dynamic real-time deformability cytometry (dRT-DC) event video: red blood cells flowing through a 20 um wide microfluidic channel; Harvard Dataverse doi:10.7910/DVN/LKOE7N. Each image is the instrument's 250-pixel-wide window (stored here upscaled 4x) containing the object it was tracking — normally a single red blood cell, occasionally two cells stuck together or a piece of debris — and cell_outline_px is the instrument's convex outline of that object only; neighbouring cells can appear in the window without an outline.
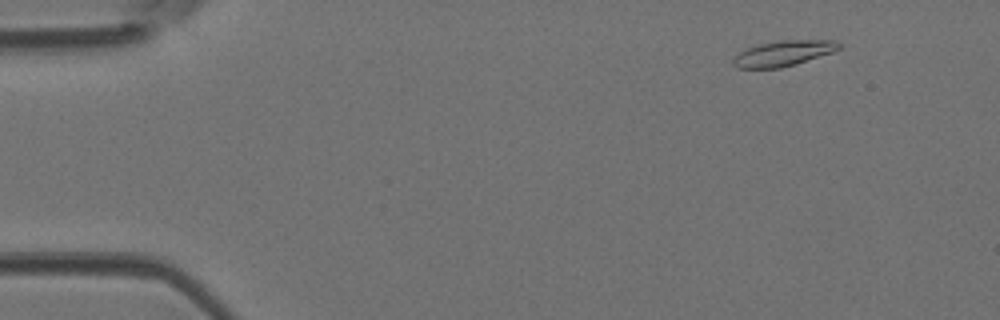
{"species": "Egyptian fruit bat (a non-hibernating species)", "species_latin": "Rousettus aegyptiacus", "temperature_condition": "room temperature", "stored_images_in_passage": 18, "camera_frame_rate_fps": 3000, "um_per_image_px": 0.085, "animal": {"sex": "female"}, "frame": {"image": 1, "passage_image": 5, "time_ms": 1.333, "image_size_px": [1000, 320], "cell_outline_px": [[840, 48], [832, 52], [796, 64], [780, 68], [736, 68], [732, 64], [732, 60], [740, 52], [748, 48], [760, 44], [780, 40], [836, 40], [840, 44]], "centroid_in_image_um": [66.58, 4.54], "position_along_channel_um": 18.4, "area_um2": 15.55}}
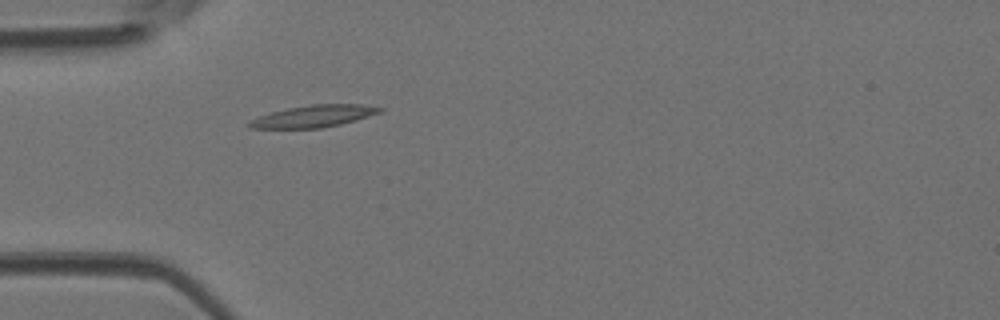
{"frame": {"image": 2, "passage_image": 14, "time_ms": 4.333, "image_size_px": [1000, 320], "cell_outline_px": [[384, 112], [356, 120], [340, 124], [320, 128], [252, 128], [248, 124], [252, 120], [260, 116], [272, 112], [288, 108], [308, 104], [360, 104], [384, 108]], "centroid_in_image_um": [26.75, 9.86], "position_along_channel_um": 58.2, "area_um2": 16.59}}
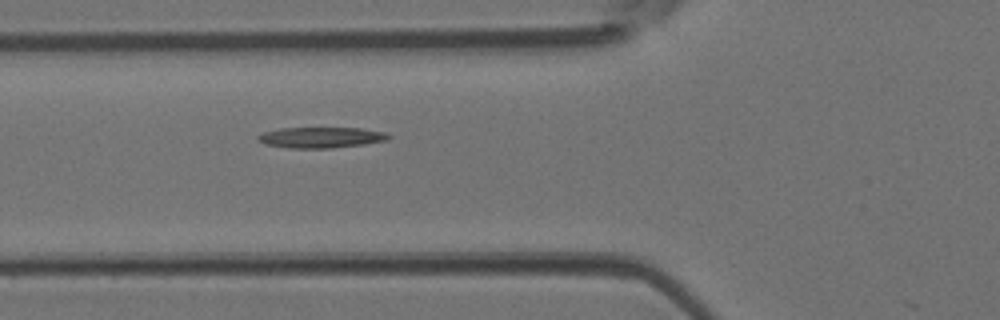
{"frame": {"image": 3, "passage_image": 17, "time_ms": 5.333, "image_size_px": [1000, 320], "cell_outline_px": [[392, 136], [388, 140], [364, 144], [332, 148], [288, 148], [264, 144], [256, 140], [256, 136], [264, 132], [280, 128], [360, 128], [384, 132]], "centroid_in_image_um": [27.26, 11.69], "position_along_channel_um": 98.5, "area_um2": 15.9}}